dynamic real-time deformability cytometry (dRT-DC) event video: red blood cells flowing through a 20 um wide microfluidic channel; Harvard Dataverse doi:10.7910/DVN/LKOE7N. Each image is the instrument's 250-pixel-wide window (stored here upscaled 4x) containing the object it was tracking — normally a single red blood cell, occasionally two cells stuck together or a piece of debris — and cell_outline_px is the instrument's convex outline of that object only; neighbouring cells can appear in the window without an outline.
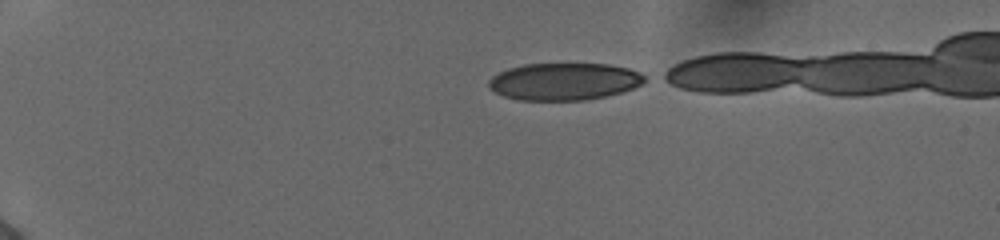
{"species": "human", "species_latin": "Homo sapiens", "temperature_condition": "cold", "stored_images_in_passage": 39, "camera_frame_rate_fps": 3000, "um_per_image_px": 0.085, "donor": {"sex": "female"}, "frame": {"image": 1, "passage_image": 1, "time_ms": 0.0, "image_size_px": [1000, 240], "cell_outline_px": [[648, 80], [632, 88], [620, 92], [604, 96], [584, 100], [520, 100], [504, 96], [488, 88], [488, 80], [492, 76], [508, 68], [524, 64], [608, 64], [628, 68], [640, 72], [648, 76]], "centroid_in_image_um": [47.96, 6.92], "position_along_channel_um": 37.0, "area_um2": 33.81}}
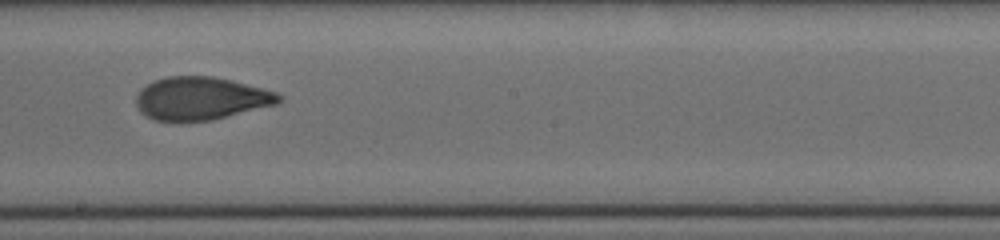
{"frame": {"image": 2, "passage_image": 22, "time_ms": 7.0, "image_size_px": [1000, 240], "cell_outline_px": [[284, 96], [276, 104], [212, 120], [156, 120], [140, 112], [136, 104], [136, 96], [140, 88], [156, 80], [168, 76], [212, 76], [232, 80], [276, 92]], "centroid_in_image_um": [17.07, 8.35], "position_along_channel_um": 231.1, "area_um2": 35.32}}
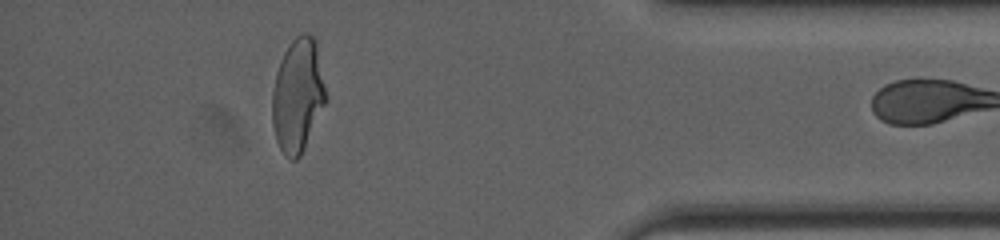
{"frame": {"image": 3, "passage_image": 38, "time_ms": 12.333, "image_size_px": [1000, 240], "cell_outline_px": [[328, 96], [304, 148], [300, 156], [296, 160], [292, 160], [280, 148], [276, 140], [272, 124], [272, 92], [276, 72], [280, 60], [288, 44], [300, 32], [308, 32], [316, 40]], "centroid_in_image_um": [25.31, 8.04], "position_along_channel_um": 409.9, "area_um2": 35.66}}